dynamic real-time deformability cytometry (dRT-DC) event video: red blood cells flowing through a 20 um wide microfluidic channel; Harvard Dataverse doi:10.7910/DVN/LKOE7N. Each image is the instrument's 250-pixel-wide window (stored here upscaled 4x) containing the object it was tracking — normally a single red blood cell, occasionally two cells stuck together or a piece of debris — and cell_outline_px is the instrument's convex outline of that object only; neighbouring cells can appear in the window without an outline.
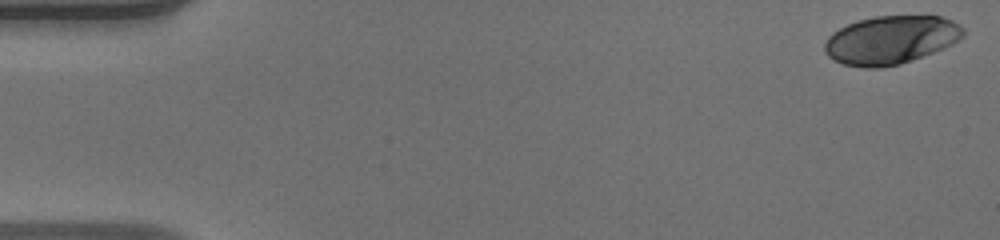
{"species": "human", "species_latin": "Homo sapiens", "temperature_condition": "warm", "stored_images_in_passage": 50, "camera_frame_rate_fps": 3000, "um_per_image_px": 0.085, "donor": {"sex": "male"}, "frame": {"image": 1, "passage_image": 1, "time_ms": 0.0, "image_size_px": [1000, 240], "cell_outline_px": [[964, 36], [952, 44], [944, 48], [912, 60], [900, 64], [880, 68], [864, 68], [844, 64], [828, 56], [824, 52], [824, 44], [828, 36], [832, 32], [848, 24], [860, 20], [876, 16], [940, 16], [952, 20], [960, 24], [964, 28]], "centroid_in_image_um": [75.73, 3.4], "position_along_channel_um": 9.3, "area_um2": 39.07}}
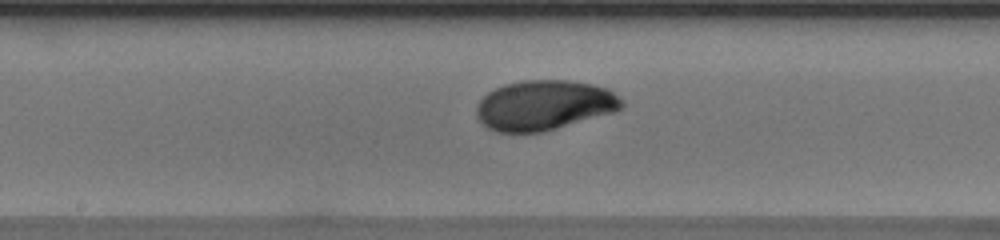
{"frame": {"image": 2, "passage_image": 26, "time_ms": 8.333, "image_size_px": [1000, 240], "cell_outline_px": [[624, 104], [620, 108], [612, 112], [556, 128], [540, 132], [496, 132], [488, 128], [476, 116], [476, 108], [480, 100], [488, 92], [504, 84], [524, 80], [568, 80], [592, 84], [608, 88], [624, 100]], "centroid_in_image_um": [46.25, 8.93], "position_along_channel_um": 202.0, "area_um2": 42.02}}
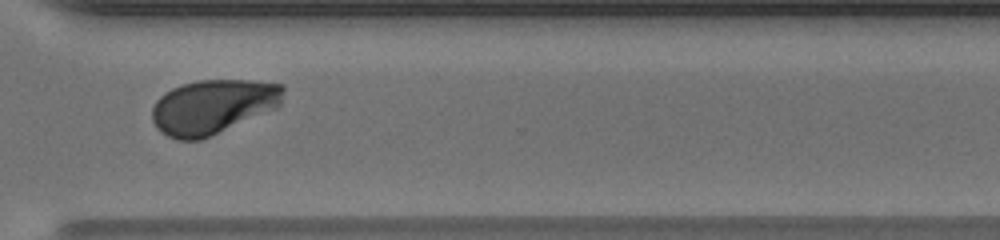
{"frame": {"image": 3, "passage_image": 37, "time_ms": 12.0, "image_size_px": [1000, 240], "cell_outline_px": [[284, 88], [280, 104], [276, 108], [200, 140], [180, 140], [168, 136], [160, 132], [156, 128], [152, 120], [152, 108], [156, 100], [164, 92], [172, 88], [196, 80], [252, 80], [284, 84]], "centroid_in_image_um": [18.07, 9.05], "position_along_channel_um": 352.5, "area_um2": 41.56}, "authors_computed_cell_mechanics": {"area_um2": 41.0958, "velocity_mm_per_s": 4.1017, "shape_relaxation_time_tau1_ms": 2.8819, "shape_relaxation_time_tau2_ms": null, "deformation_change_tau1": 0.1511, "deformation_change_tau2": null}}